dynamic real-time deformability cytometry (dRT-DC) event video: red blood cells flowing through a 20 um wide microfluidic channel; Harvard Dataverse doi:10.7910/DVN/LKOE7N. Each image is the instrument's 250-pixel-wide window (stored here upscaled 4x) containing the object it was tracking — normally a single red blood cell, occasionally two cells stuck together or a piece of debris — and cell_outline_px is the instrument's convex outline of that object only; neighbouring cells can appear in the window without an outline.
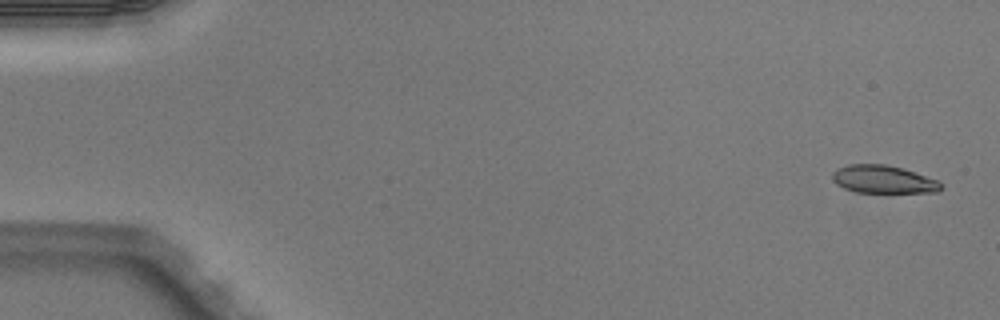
{"species": "Egyptian fruit bat (a non-hibernating species)", "species_latin": "Rousettus aegyptiacus", "temperature_condition": "warm", "stored_images_in_passage": 6, "camera_frame_rate_fps": 3000, "um_per_image_px": 0.085, "animal": {"sex": "male"}, "frame": {"image": 1, "passage_image": 1, "time_ms": 0.0, "image_size_px": [1000, 320], "cell_outline_px": [[944, 188], [936, 192], [856, 192], [844, 188], [836, 184], [832, 180], [832, 172], [836, 168], [848, 164], [884, 164], [904, 168], [940, 180], [944, 184]], "centroid_in_image_um": [75.11, 15.23], "position_along_channel_um": 9.9, "area_um2": 17.98}}
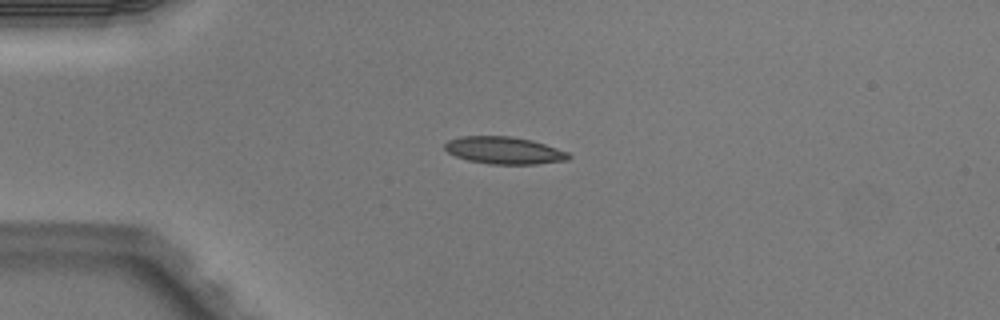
{"frame": {"image": 2, "passage_image": 4, "time_ms": 1.0, "image_size_px": [1000, 320], "cell_outline_px": [[572, 156], [568, 160], [536, 164], [488, 164], [468, 160], [456, 156], [448, 152], [444, 148], [444, 144], [448, 140], [460, 136], [508, 136], [532, 140], [568, 152]], "centroid_in_image_um": [42.84, 12.78], "position_along_channel_um": 42.2, "area_um2": 19.65}}
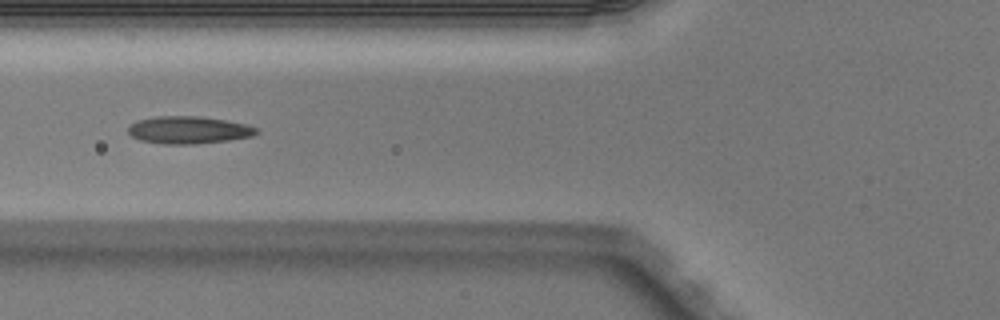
{"frame": {"image": 3, "passage_image": 6, "time_ms": 1.667, "image_size_px": [1000, 320], "cell_outline_px": [[260, 132], [252, 136], [228, 140], [196, 144], [164, 144], [140, 140], [132, 136], [128, 132], [128, 124], [136, 120], [156, 116], [200, 116], [224, 120], [244, 124], [256, 128]], "centroid_in_image_um": [15.98, 11.04], "position_along_channel_um": 109.8, "area_um2": 20.52}}